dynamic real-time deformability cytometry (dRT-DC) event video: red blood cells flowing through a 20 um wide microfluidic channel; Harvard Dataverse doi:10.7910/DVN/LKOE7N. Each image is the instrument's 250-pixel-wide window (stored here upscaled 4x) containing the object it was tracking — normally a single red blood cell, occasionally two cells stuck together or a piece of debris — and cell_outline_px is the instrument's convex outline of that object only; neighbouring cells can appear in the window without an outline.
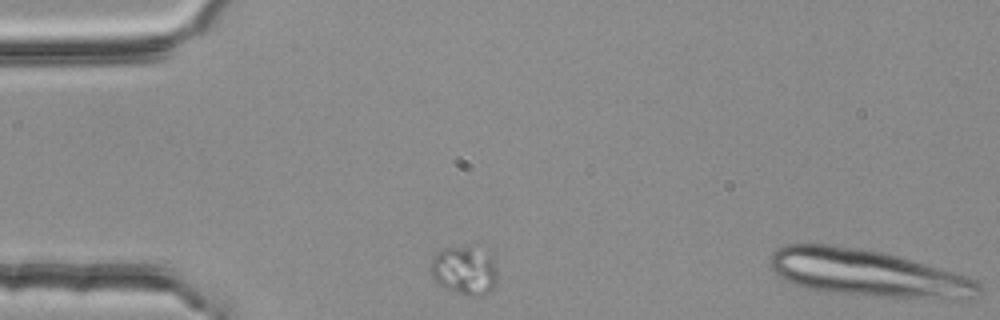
{"species": "common noctule bat (a hibernating species)", "species_latin": "Nyctalus noctula", "temperature_condition": "room temperature", "stored_images_in_passage": 6, "segment_of_instrument_passage": [1, 2], "camera_frame_rate_fps": 3000, "um_per_image_px": 0.085, "animal": {"sex": "female", "body_mass_g": 25.1}, "frame": {"image": 1, "passage_image": 1, "time_ms": 0.0, "image_size_px": [1000, 320], "cell_outline_px": [[980, 292], [976, 296], [968, 300], [880, 296], [832, 292], [808, 288], [784, 280], [768, 264], [768, 256], [772, 252], [784, 244], [836, 244], [884, 252], [964, 276], [976, 280], [980, 284]], "centroid_in_image_um": [73.7, 23.2], "position_along_channel_um": 11.3, "area_um2": 56.76}}